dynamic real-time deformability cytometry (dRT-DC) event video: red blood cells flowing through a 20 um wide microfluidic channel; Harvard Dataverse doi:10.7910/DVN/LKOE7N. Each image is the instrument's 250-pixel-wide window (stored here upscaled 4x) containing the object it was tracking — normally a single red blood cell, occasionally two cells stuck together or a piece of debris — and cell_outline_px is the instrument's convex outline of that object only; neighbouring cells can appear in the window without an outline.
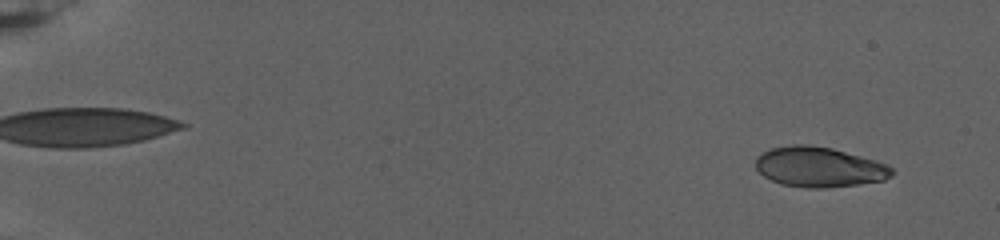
{"species": "human", "species_latin": "Homo sapiens", "temperature_condition": "warm", "stored_images_in_passage": 15, "camera_frame_rate_fps": 3000, "um_per_image_px": 0.085, "donor": {"sex": "female"}, "frame": {"image": 1, "passage_image": 6, "time_ms": 1.667, "image_size_px": [1000, 240], "cell_outline_px": [[892, 176], [884, 180], [856, 184], [824, 188], [808, 188], [784, 184], [772, 180], [764, 176], [756, 168], [756, 156], [760, 152], [768, 148], [792, 144], [804, 144], [832, 148], [876, 160], [888, 164], [892, 168]], "centroid_in_image_um": [69.61, 14.18], "position_along_channel_um": 15.4, "area_um2": 31.85}}